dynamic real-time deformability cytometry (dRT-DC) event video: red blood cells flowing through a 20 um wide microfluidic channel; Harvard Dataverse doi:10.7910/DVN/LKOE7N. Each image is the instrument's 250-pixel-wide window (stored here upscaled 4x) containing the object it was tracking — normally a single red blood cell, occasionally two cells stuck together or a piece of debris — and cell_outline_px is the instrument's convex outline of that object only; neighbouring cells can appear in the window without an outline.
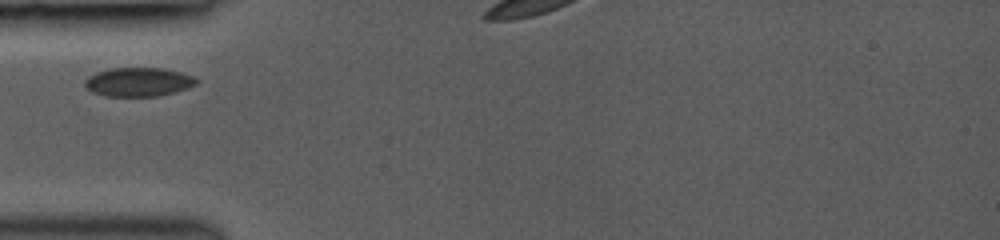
{"species": "common noctule bat (a hibernating species)", "species_latin": "Nyctalus noctula", "temperature_condition": "room temperature", "stored_images_in_passage": 3, "camera_frame_rate_fps": 3000, "um_per_image_px": 0.085, "animal": {"sex": "female", "body_mass_g": 19.0, "forearm_length_mm": 53.3}, "frame": {"image": 1, "passage_image": 1, "time_ms": 0.0, "image_size_px": [1000, 240], "cell_outline_px": [[200, 80], [196, 84], [188, 88], [156, 96], [108, 96], [92, 92], [84, 84], [84, 80], [88, 76], [96, 72], [112, 68], [160, 68], [180, 72], [192, 76]], "centroid_in_image_um": [11.75, 6.96], "position_along_channel_um": 73.2, "area_um2": 18.61}}